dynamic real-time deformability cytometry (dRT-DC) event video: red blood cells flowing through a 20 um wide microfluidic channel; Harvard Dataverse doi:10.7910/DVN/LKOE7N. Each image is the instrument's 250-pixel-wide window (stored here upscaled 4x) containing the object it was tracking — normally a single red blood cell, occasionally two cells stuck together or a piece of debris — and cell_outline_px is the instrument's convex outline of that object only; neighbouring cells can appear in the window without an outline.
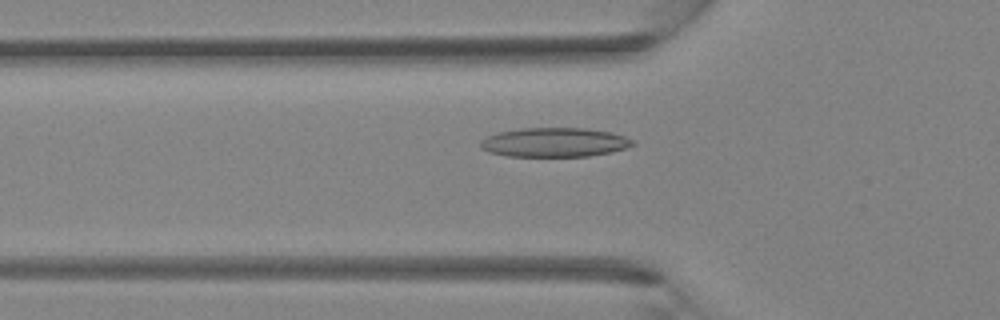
{"species": "Egyptian fruit bat (a non-hibernating species)", "species_latin": "Rousettus aegyptiacus", "temperature_condition": "room temperature", "stored_images_in_passage": 41, "camera_frame_rate_fps": 3000, "um_per_image_px": 0.085, "animal": {"sex": "female"}, "frame": {"image": 1, "passage_image": 14, "time_ms": 4.333, "image_size_px": [1000, 320], "cell_outline_px": [[636, 144], [612, 152], [588, 156], [508, 156], [488, 152], [480, 148], [480, 140], [488, 136], [500, 132], [520, 128], [584, 128], [612, 132], [624, 136], [632, 140]], "centroid_in_image_um": [47.12, 12.1], "position_along_channel_um": 78.7, "area_um2": 25.89}}
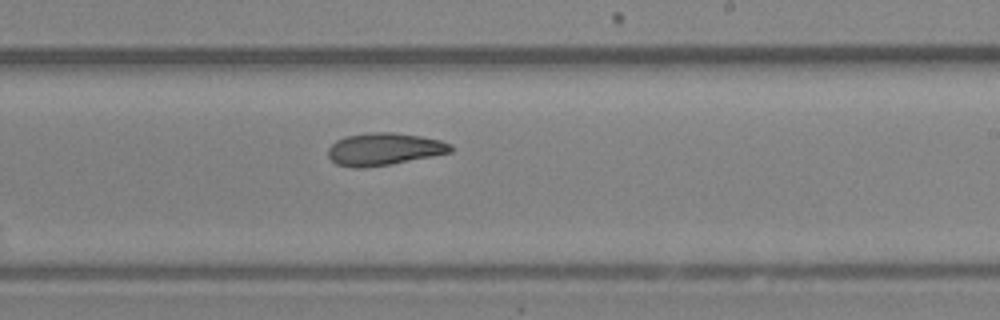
{"frame": {"image": 2, "passage_image": 25, "time_ms": 8.0, "image_size_px": [1000, 320], "cell_outline_px": [[452, 152], [392, 164], [364, 168], [352, 168], [336, 164], [328, 156], [328, 148], [336, 140], [344, 136], [368, 132], [392, 132], [420, 136], [440, 140], [452, 144]], "centroid_in_image_um": [32.62, 12.67], "position_along_channel_um": 256.4, "area_um2": 23.29}}
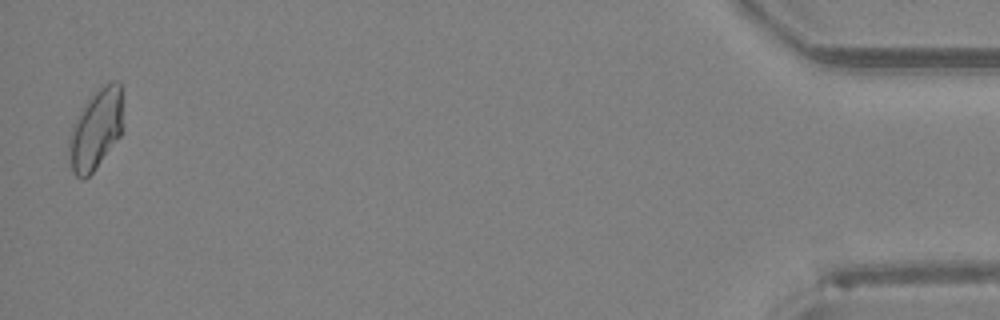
{"frame": {"image": 3, "passage_image": 41, "time_ms": 13.333, "image_size_px": [1000, 320], "cell_outline_px": [[124, 128], [120, 136], [96, 168], [84, 180], [80, 180], [72, 172], [68, 156], [68, 140], [72, 124], [84, 104], [108, 80], [120, 80]], "centroid_in_image_um": [8.15, 11.0], "position_along_channel_um": 427.0, "area_um2": 25.78}}